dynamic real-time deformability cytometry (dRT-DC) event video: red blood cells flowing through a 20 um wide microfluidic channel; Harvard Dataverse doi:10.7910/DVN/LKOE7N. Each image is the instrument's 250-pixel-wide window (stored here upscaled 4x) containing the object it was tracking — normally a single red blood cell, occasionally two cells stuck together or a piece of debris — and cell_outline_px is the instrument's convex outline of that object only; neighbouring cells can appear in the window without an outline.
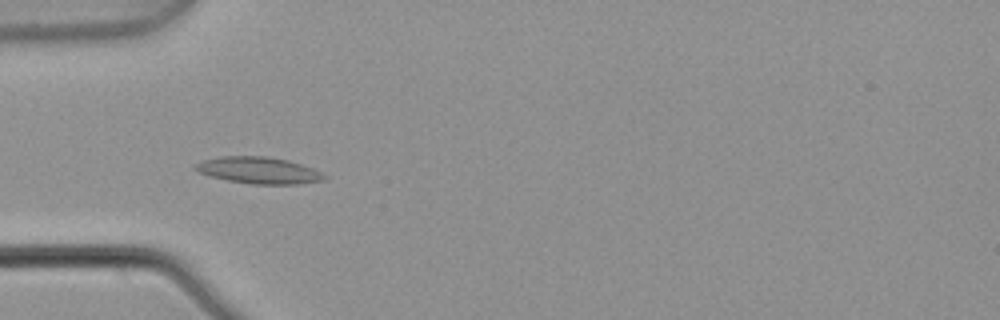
{"species": "common noctule bat (a hibernating species)", "species_latin": "Nyctalus noctula", "temperature_condition": "warm", "stored_images_in_passage": 8, "camera_frame_rate_fps": 3000, "um_per_image_px": 0.085, "animal": {"sex": "male", "body_mass_g": 21.5, "forearm_length_mm": 52.0}, "frame": {"image": 1, "passage_image": 5, "time_ms": 1.333, "image_size_px": [1000, 320], "cell_outline_px": [[328, 176], [324, 180], [300, 184], [252, 184], [228, 180], [208, 176], [192, 168], [196, 164], [204, 160], [220, 156], [264, 156], [288, 160], [312, 168]], "centroid_in_image_um": [21.99, 14.48], "position_along_channel_um": 63.0, "area_um2": 19.94}}
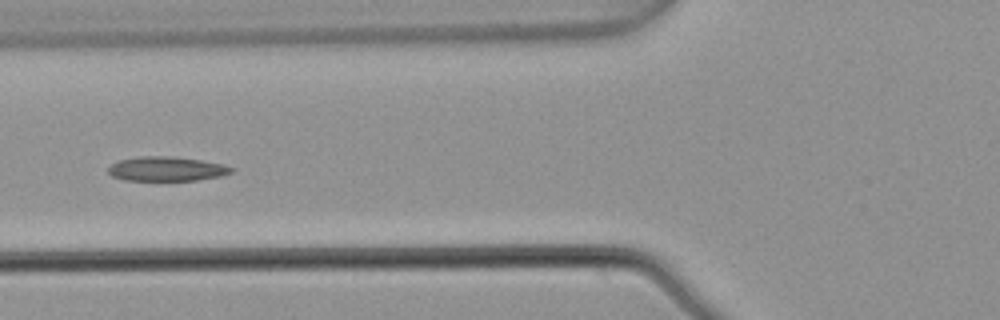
{"frame": {"image": 2, "passage_image": 6, "time_ms": 1.667, "image_size_px": [1000, 320], "cell_outline_px": [[236, 168], [232, 172], [220, 176], [196, 180], [124, 180], [112, 176], [108, 172], [108, 168], [112, 164], [120, 160], [140, 156], [168, 156], [200, 160], [224, 164]], "centroid_in_image_um": [14.18, 14.35], "position_along_channel_um": 111.6, "area_um2": 17.4}}
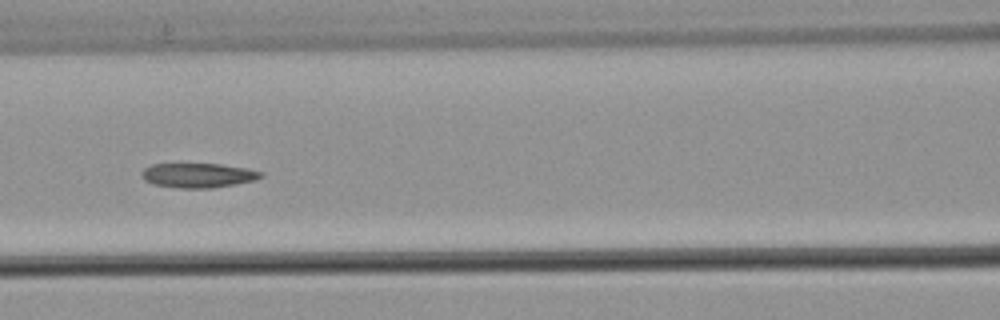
{"frame": {"image": 3, "passage_image": 7, "time_ms": 2.0, "image_size_px": [1000, 320], "cell_outline_px": [[264, 176], [256, 180], [236, 184], [212, 188], [180, 188], [152, 184], [144, 180], [140, 172], [144, 168], [152, 164], [220, 164], [248, 168], [264, 172]], "centroid_in_image_um": [16.87, 14.9], "position_along_channel_um": 149.7, "area_um2": 17.22}}